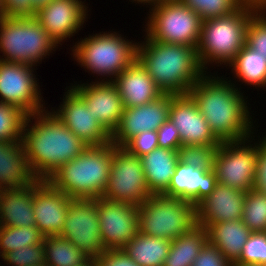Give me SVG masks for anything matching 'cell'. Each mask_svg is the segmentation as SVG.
<instances>
[{"label":"cell","mask_w":266,"mask_h":266,"mask_svg":"<svg viewBox=\"0 0 266 266\" xmlns=\"http://www.w3.org/2000/svg\"><path fill=\"white\" fill-rule=\"evenodd\" d=\"M206 72L189 90L199 112L220 142L241 141L255 135L259 119L251 111L246 92L220 72ZM258 120V121H257ZM257 121V123H256ZM255 124V125H254ZM258 124V125H257Z\"/></svg>","instance_id":"obj_1"},{"label":"cell","mask_w":266,"mask_h":266,"mask_svg":"<svg viewBox=\"0 0 266 266\" xmlns=\"http://www.w3.org/2000/svg\"><path fill=\"white\" fill-rule=\"evenodd\" d=\"M22 143L38 180H48L63 164L88 147L50 108L27 115Z\"/></svg>","instance_id":"obj_2"},{"label":"cell","mask_w":266,"mask_h":266,"mask_svg":"<svg viewBox=\"0 0 266 266\" xmlns=\"http://www.w3.org/2000/svg\"><path fill=\"white\" fill-rule=\"evenodd\" d=\"M144 34V35H143ZM137 43V60L147 70L163 94H188L206 73L197 49L187 45L151 40L144 32Z\"/></svg>","instance_id":"obj_3"},{"label":"cell","mask_w":266,"mask_h":266,"mask_svg":"<svg viewBox=\"0 0 266 266\" xmlns=\"http://www.w3.org/2000/svg\"><path fill=\"white\" fill-rule=\"evenodd\" d=\"M113 30H100L95 34L93 31L88 37L78 38L77 41L75 39L69 46L73 61L88 75L95 77L96 82L113 81L137 59L138 41L130 40L121 31Z\"/></svg>","instance_id":"obj_4"},{"label":"cell","mask_w":266,"mask_h":266,"mask_svg":"<svg viewBox=\"0 0 266 266\" xmlns=\"http://www.w3.org/2000/svg\"><path fill=\"white\" fill-rule=\"evenodd\" d=\"M113 160V143L88 146L79 156L63 164L48 181L72 199L102 197Z\"/></svg>","instance_id":"obj_5"},{"label":"cell","mask_w":266,"mask_h":266,"mask_svg":"<svg viewBox=\"0 0 266 266\" xmlns=\"http://www.w3.org/2000/svg\"><path fill=\"white\" fill-rule=\"evenodd\" d=\"M256 12L242 4L229 15L203 20L196 49L205 72L218 67L213 71L218 73L234 60L246 44V29Z\"/></svg>","instance_id":"obj_6"},{"label":"cell","mask_w":266,"mask_h":266,"mask_svg":"<svg viewBox=\"0 0 266 266\" xmlns=\"http://www.w3.org/2000/svg\"><path fill=\"white\" fill-rule=\"evenodd\" d=\"M59 46L34 17H3L0 60L40 66Z\"/></svg>","instance_id":"obj_7"},{"label":"cell","mask_w":266,"mask_h":266,"mask_svg":"<svg viewBox=\"0 0 266 266\" xmlns=\"http://www.w3.org/2000/svg\"><path fill=\"white\" fill-rule=\"evenodd\" d=\"M196 222V207L190 200L151 194L138 206V232L163 239H177Z\"/></svg>","instance_id":"obj_8"},{"label":"cell","mask_w":266,"mask_h":266,"mask_svg":"<svg viewBox=\"0 0 266 266\" xmlns=\"http://www.w3.org/2000/svg\"><path fill=\"white\" fill-rule=\"evenodd\" d=\"M146 16L142 32L151 40L197 48L203 19L181 0H165Z\"/></svg>","instance_id":"obj_9"},{"label":"cell","mask_w":266,"mask_h":266,"mask_svg":"<svg viewBox=\"0 0 266 266\" xmlns=\"http://www.w3.org/2000/svg\"><path fill=\"white\" fill-rule=\"evenodd\" d=\"M257 133L245 140L221 142L213 166L218 183L245 193L253 189L256 174Z\"/></svg>","instance_id":"obj_10"},{"label":"cell","mask_w":266,"mask_h":266,"mask_svg":"<svg viewBox=\"0 0 266 266\" xmlns=\"http://www.w3.org/2000/svg\"><path fill=\"white\" fill-rule=\"evenodd\" d=\"M150 195L141 158L113 144V160L102 197L140 206Z\"/></svg>","instance_id":"obj_11"},{"label":"cell","mask_w":266,"mask_h":266,"mask_svg":"<svg viewBox=\"0 0 266 266\" xmlns=\"http://www.w3.org/2000/svg\"><path fill=\"white\" fill-rule=\"evenodd\" d=\"M37 69L29 64L0 60V102L17 106L27 115L48 108Z\"/></svg>","instance_id":"obj_12"},{"label":"cell","mask_w":266,"mask_h":266,"mask_svg":"<svg viewBox=\"0 0 266 266\" xmlns=\"http://www.w3.org/2000/svg\"><path fill=\"white\" fill-rule=\"evenodd\" d=\"M99 225L98 198L73 199L59 236L68 239L88 258L96 259L105 251Z\"/></svg>","instance_id":"obj_13"},{"label":"cell","mask_w":266,"mask_h":266,"mask_svg":"<svg viewBox=\"0 0 266 266\" xmlns=\"http://www.w3.org/2000/svg\"><path fill=\"white\" fill-rule=\"evenodd\" d=\"M88 6L86 0H53L37 9L34 18L59 47L65 42L69 46L67 41L71 42V37L83 31L82 28L90 19L92 9L91 6L88 9Z\"/></svg>","instance_id":"obj_14"},{"label":"cell","mask_w":266,"mask_h":266,"mask_svg":"<svg viewBox=\"0 0 266 266\" xmlns=\"http://www.w3.org/2000/svg\"><path fill=\"white\" fill-rule=\"evenodd\" d=\"M59 106L51 107L57 118L88 146H100L111 142V134L87 109L84 99L71 87L66 86Z\"/></svg>","instance_id":"obj_15"},{"label":"cell","mask_w":266,"mask_h":266,"mask_svg":"<svg viewBox=\"0 0 266 266\" xmlns=\"http://www.w3.org/2000/svg\"><path fill=\"white\" fill-rule=\"evenodd\" d=\"M99 228L105 250L122 249L138 233V206L98 198Z\"/></svg>","instance_id":"obj_16"},{"label":"cell","mask_w":266,"mask_h":266,"mask_svg":"<svg viewBox=\"0 0 266 266\" xmlns=\"http://www.w3.org/2000/svg\"><path fill=\"white\" fill-rule=\"evenodd\" d=\"M73 81L70 86L84 99L88 110L112 134L117 128L124 106L117 86L112 81ZM90 82V83H89Z\"/></svg>","instance_id":"obj_17"},{"label":"cell","mask_w":266,"mask_h":266,"mask_svg":"<svg viewBox=\"0 0 266 266\" xmlns=\"http://www.w3.org/2000/svg\"><path fill=\"white\" fill-rule=\"evenodd\" d=\"M170 94L141 106L124 108L120 122L111 134V142L123 147L131 138L144 131H157L169 119Z\"/></svg>","instance_id":"obj_18"},{"label":"cell","mask_w":266,"mask_h":266,"mask_svg":"<svg viewBox=\"0 0 266 266\" xmlns=\"http://www.w3.org/2000/svg\"><path fill=\"white\" fill-rule=\"evenodd\" d=\"M169 119L178 129L182 145L221 144L189 94H170Z\"/></svg>","instance_id":"obj_19"},{"label":"cell","mask_w":266,"mask_h":266,"mask_svg":"<svg viewBox=\"0 0 266 266\" xmlns=\"http://www.w3.org/2000/svg\"><path fill=\"white\" fill-rule=\"evenodd\" d=\"M73 199L48 180L34 182L33 212L37 229L44 236L60 235Z\"/></svg>","instance_id":"obj_20"},{"label":"cell","mask_w":266,"mask_h":266,"mask_svg":"<svg viewBox=\"0 0 266 266\" xmlns=\"http://www.w3.org/2000/svg\"><path fill=\"white\" fill-rule=\"evenodd\" d=\"M245 192L217 182L213 192L196 206L197 225L241 220Z\"/></svg>","instance_id":"obj_21"},{"label":"cell","mask_w":266,"mask_h":266,"mask_svg":"<svg viewBox=\"0 0 266 266\" xmlns=\"http://www.w3.org/2000/svg\"><path fill=\"white\" fill-rule=\"evenodd\" d=\"M118 88L124 108L151 103L163 95L156 82L136 59L112 81Z\"/></svg>","instance_id":"obj_22"},{"label":"cell","mask_w":266,"mask_h":266,"mask_svg":"<svg viewBox=\"0 0 266 266\" xmlns=\"http://www.w3.org/2000/svg\"><path fill=\"white\" fill-rule=\"evenodd\" d=\"M216 184L217 180L213 170L192 168L179 161L170 185L163 194L190 200L196 207L213 192Z\"/></svg>","instance_id":"obj_23"},{"label":"cell","mask_w":266,"mask_h":266,"mask_svg":"<svg viewBox=\"0 0 266 266\" xmlns=\"http://www.w3.org/2000/svg\"><path fill=\"white\" fill-rule=\"evenodd\" d=\"M37 180L22 141L0 142V189L26 188Z\"/></svg>","instance_id":"obj_24"},{"label":"cell","mask_w":266,"mask_h":266,"mask_svg":"<svg viewBox=\"0 0 266 266\" xmlns=\"http://www.w3.org/2000/svg\"><path fill=\"white\" fill-rule=\"evenodd\" d=\"M33 194L34 183L26 188L0 189V226H35Z\"/></svg>","instance_id":"obj_25"},{"label":"cell","mask_w":266,"mask_h":266,"mask_svg":"<svg viewBox=\"0 0 266 266\" xmlns=\"http://www.w3.org/2000/svg\"><path fill=\"white\" fill-rule=\"evenodd\" d=\"M226 69H231V73L228 74H231V77L228 76L227 78L238 90L242 91L241 85H243L247 89L253 87V91L256 89L258 92L260 89L264 90V92L266 91V58L247 44H245Z\"/></svg>","instance_id":"obj_26"},{"label":"cell","mask_w":266,"mask_h":266,"mask_svg":"<svg viewBox=\"0 0 266 266\" xmlns=\"http://www.w3.org/2000/svg\"><path fill=\"white\" fill-rule=\"evenodd\" d=\"M208 241L234 265L241 256L243 247L252 231L241 220L212 223L206 227Z\"/></svg>","instance_id":"obj_27"},{"label":"cell","mask_w":266,"mask_h":266,"mask_svg":"<svg viewBox=\"0 0 266 266\" xmlns=\"http://www.w3.org/2000/svg\"><path fill=\"white\" fill-rule=\"evenodd\" d=\"M141 162L150 193L163 194L179 162L178 150L158 147L142 156Z\"/></svg>","instance_id":"obj_28"},{"label":"cell","mask_w":266,"mask_h":266,"mask_svg":"<svg viewBox=\"0 0 266 266\" xmlns=\"http://www.w3.org/2000/svg\"><path fill=\"white\" fill-rule=\"evenodd\" d=\"M171 240L138 232L122 250L139 266H163Z\"/></svg>","instance_id":"obj_29"},{"label":"cell","mask_w":266,"mask_h":266,"mask_svg":"<svg viewBox=\"0 0 266 266\" xmlns=\"http://www.w3.org/2000/svg\"><path fill=\"white\" fill-rule=\"evenodd\" d=\"M207 241L206 228L196 225L188 233L171 240L169 253L163 266H193Z\"/></svg>","instance_id":"obj_30"},{"label":"cell","mask_w":266,"mask_h":266,"mask_svg":"<svg viewBox=\"0 0 266 266\" xmlns=\"http://www.w3.org/2000/svg\"><path fill=\"white\" fill-rule=\"evenodd\" d=\"M45 266H79L88 257L68 239L56 236H44Z\"/></svg>","instance_id":"obj_31"},{"label":"cell","mask_w":266,"mask_h":266,"mask_svg":"<svg viewBox=\"0 0 266 266\" xmlns=\"http://www.w3.org/2000/svg\"><path fill=\"white\" fill-rule=\"evenodd\" d=\"M44 235L36 226L12 227L0 226V259L8 252L26 247L40 245Z\"/></svg>","instance_id":"obj_32"},{"label":"cell","mask_w":266,"mask_h":266,"mask_svg":"<svg viewBox=\"0 0 266 266\" xmlns=\"http://www.w3.org/2000/svg\"><path fill=\"white\" fill-rule=\"evenodd\" d=\"M242 221L252 232L266 231V194L254 189L246 192Z\"/></svg>","instance_id":"obj_33"},{"label":"cell","mask_w":266,"mask_h":266,"mask_svg":"<svg viewBox=\"0 0 266 266\" xmlns=\"http://www.w3.org/2000/svg\"><path fill=\"white\" fill-rule=\"evenodd\" d=\"M26 117L19 107L0 102V142L22 141Z\"/></svg>","instance_id":"obj_34"},{"label":"cell","mask_w":266,"mask_h":266,"mask_svg":"<svg viewBox=\"0 0 266 266\" xmlns=\"http://www.w3.org/2000/svg\"><path fill=\"white\" fill-rule=\"evenodd\" d=\"M219 145H182L178 149L179 161L192 168L213 170Z\"/></svg>","instance_id":"obj_35"},{"label":"cell","mask_w":266,"mask_h":266,"mask_svg":"<svg viewBox=\"0 0 266 266\" xmlns=\"http://www.w3.org/2000/svg\"><path fill=\"white\" fill-rule=\"evenodd\" d=\"M203 20L226 16L237 10L240 0H181Z\"/></svg>","instance_id":"obj_36"},{"label":"cell","mask_w":266,"mask_h":266,"mask_svg":"<svg viewBox=\"0 0 266 266\" xmlns=\"http://www.w3.org/2000/svg\"><path fill=\"white\" fill-rule=\"evenodd\" d=\"M0 266H41L45 265V248L40 245L26 246L6 253ZM4 263V264H2Z\"/></svg>","instance_id":"obj_37"},{"label":"cell","mask_w":266,"mask_h":266,"mask_svg":"<svg viewBox=\"0 0 266 266\" xmlns=\"http://www.w3.org/2000/svg\"><path fill=\"white\" fill-rule=\"evenodd\" d=\"M246 44L266 58V11H257L246 29Z\"/></svg>","instance_id":"obj_38"},{"label":"cell","mask_w":266,"mask_h":266,"mask_svg":"<svg viewBox=\"0 0 266 266\" xmlns=\"http://www.w3.org/2000/svg\"><path fill=\"white\" fill-rule=\"evenodd\" d=\"M266 265V231L252 232L235 264Z\"/></svg>","instance_id":"obj_39"},{"label":"cell","mask_w":266,"mask_h":266,"mask_svg":"<svg viewBox=\"0 0 266 266\" xmlns=\"http://www.w3.org/2000/svg\"><path fill=\"white\" fill-rule=\"evenodd\" d=\"M157 131H144L131 138L122 148L140 158L158 148Z\"/></svg>","instance_id":"obj_40"},{"label":"cell","mask_w":266,"mask_h":266,"mask_svg":"<svg viewBox=\"0 0 266 266\" xmlns=\"http://www.w3.org/2000/svg\"><path fill=\"white\" fill-rule=\"evenodd\" d=\"M253 189L266 194V132L258 133L256 174Z\"/></svg>","instance_id":"obj_41"},{"label":"cell","mask_w":266,"mask_h":266,"mask_svg":"<svg viewBox=\"0 0 266 266\" xmlns=\"http://www.w3.org/2000/svg\"><path fill=\"white\" fill-rule=\"evenodd\" d=\"M193 266H233L221 254L219 249L209 241L202 247L201 252L195 259Z\"/></svg>","instance_id":"obj_42"},{"label":"cell","mask_w":266,"mask_h":266,"mask_svg":"<svg viewBox=\"0 0 266 266\" xmlns=\"http://www.w3.org/2000/svg\"><path fill=\"white\" fill-rule=\"evenodd\" d=\"M157 133L159 148L178 150L182 146L178 129L170 119L158 128Z\"/></svg>","instance_id":"obj_43"},{"label":"cell","mask_w":266,"mask_h":266,"mask_svg":"<svg viewBox=\"0 0 266 266\" xmlns=\"http://www.w3.org/2000/svg\"><path fill=\"white\" fill-rule=\"evenodd\" d=\"M5 17H34L37 9L32 0H1Z\"/></svg>","instance_id":"obj_44"},{"label":"cell","mask_w":266,"mask_h":266,"mask_svg":"<svg viewBox=\"0 0 266 266\" xmlns=\"http://www.w3.org/2000/svg\"><path fill=\"white\" fill-rule=\"evenodd\" d=\"M95 260L97 266H139L122 249L105 250Z\"/></svg>","instance_id":"obj_45"},{"label":"cell","mask_w":266,"mask_h":266,"mask_svg":"<svg viewBox=\"0 0 266 266\" xmlns=\"http://www.w3.org/2000/svg\"><path fill=\"white\" fill-rule=\"evenodd\" d=\"M241 4L255 11H266V0H240Z\"/></svg>","instance_id":"obj_46"},{"label":"cell","mask_w":266,"mask_h":266,"mask_svg":"<svg viewBox=\"0 0 266 266\" xmlns=\"http://www.w3.org/2000/svg\"><path fill=\"white\" fill-rule=\"evenodd\" d=\"M165 0H129V2H132L133 4L135 3V5L139 6L141 5L142 7L145 8H152L156 5H159L160 3H162ZM146 5V6H145Z\"/></svg>","instance_id":"obj_47"},{"label":"cell","mask_w":266,"mask_h":266,"mask_svg":"<svg viewBox=\"0 0 266 266\" xmlns=\"http://www.w3.org/2000/svg\"><path fill=\"white\" fill-rule=\"evenodd\" d=\"M53 0H32V3L36 9L41 8L42 6L48 5Z\"/></svg>","instance_id":"obj_48"},{"label":"cell","mask_w":266,"mask_h":266,"mask_svg":"<svg viewBox=\"0 0 266 266\" xmlns=\"http://www.w3.org/2000/svg\"><path fill=\"white\" fill-rule=\"evenodd\" d=\"M79 266H97V262L95 259L88 258L83 264Z\"/></svg>","instance_id":"obj_49"},{"label":"cell","mask_w":266,"mask_h":266,"mask_svg":"<svg viewBox=\"0 0 266 266\" xmlns=\"http://www.w3.org/2000/svg\"><path fill=\"white\" fill-rule=\"evenodd\" d=\"M233 266H266V265L251 263V264H234Z\"/></svg>","instance_id":"obj_50"},{"label":"cell","mask_w":266,"mask_h":266,"mask_svg":"<svg viewBox=\"0 0 266 266\" xmlns=\"http://www.w3.org/2000/svg\"><path fill=\"white\" fill-rule=\"evenodd\" d=\"M3 17H5V16H4V12H3V9H2V1L0 0V21H1V19Z\"/></svg>","instance_id":"obj_51"}]
</instances>
